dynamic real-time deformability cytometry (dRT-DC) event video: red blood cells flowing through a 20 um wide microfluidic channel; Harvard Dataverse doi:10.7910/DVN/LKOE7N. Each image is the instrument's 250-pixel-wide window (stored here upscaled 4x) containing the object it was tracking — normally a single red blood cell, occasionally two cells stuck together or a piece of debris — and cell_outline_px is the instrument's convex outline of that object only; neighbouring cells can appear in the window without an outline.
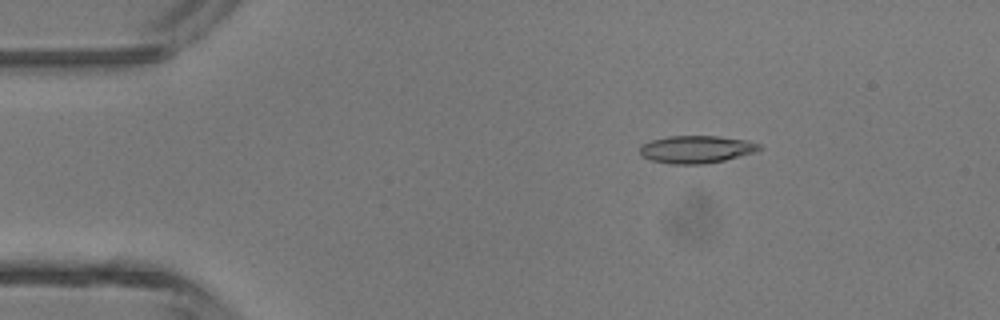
{"species": "common noctule bat (a hibernating species)", "species_latin": "Nyctalus noctula", "temperature_condition": "room temperature", "stored_images_in_passage": 45, "camera_frame_rate_fps": 3000, "um_per_image_px": 0.085, "animal": {"sex": "male", "body_mass_g": 13.3}, "frame": {"image": 1, "passage_image": 7, "time_ms": 2.0, "image_size_px": [1000, 320], "cell_outline_px": [[764, 148], [756, 152], [724, 160], [704, 164], [672, 164], [652, 160], [640, 156], [640, 144], [652, 140], [668, 136], [716, 136], [748, 140], [760, 144]], "centroid_in_image_um": [59.2, 12.69], "position_along_channel_um": 25.8, "area_um2": 19.31}}
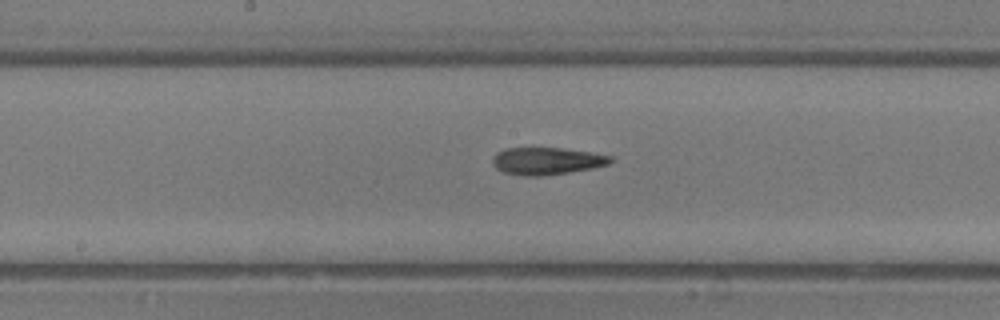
{"frame": {"image": 2, "passage_image": 23, "time_ms": 7.333, "image_size_px": [1000, 320], "cell_outline_px": [[612, 160], [608, 164], [592, 168], [568, 172], [540, 176], [524, 176], [504, 172], [496, 168], [492, 164], [492, 156], [496, 152], [504, 148], [560, 148], [588, 152], [612, 156]], "centroid_in_image_um": [46.41, 13.68], "position_along_channel_um": 201.8, "area_um2": 18.61}}
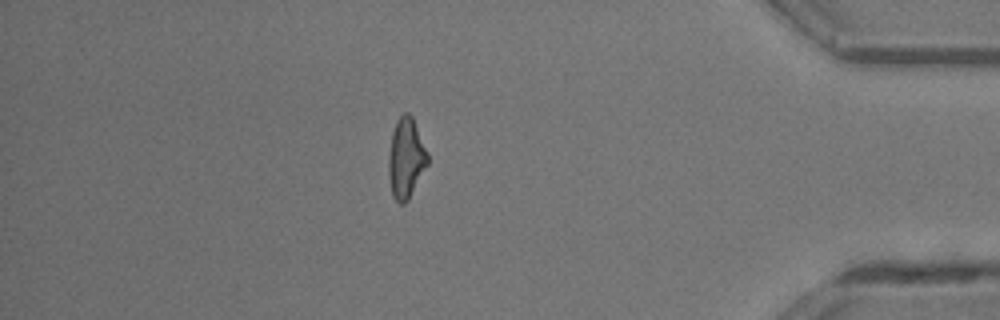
{"frame": {"image": 3, "passage_image": 39, "time_ms": 12.667, "image_size_px": [1000, 320], "cell_outline_px": [[428, 164], [408, 200], [404, 204], [400, 204], [392, 196], [388, 176], [388, 156], [392, 132], [396, 120], [404, 112], [408, 112], [412, 116], [428, 152]], "centroid_in_image_um": [34.5, 13.44], "position_along_channel_um": 400.7, "area_um2": 18.44}, "authors_computed_cell_mechanics": {"area_um2": 18.6116, "velocity_mm_per_s": 4.5207, "shape_relaxation_time_tau1_ms": 8.0304, "shape_relaxation_time_tau2_ms": 4.5615, "deformation_change_tau1": 0.2394, "deformation_change_tau2": 0.1404}}